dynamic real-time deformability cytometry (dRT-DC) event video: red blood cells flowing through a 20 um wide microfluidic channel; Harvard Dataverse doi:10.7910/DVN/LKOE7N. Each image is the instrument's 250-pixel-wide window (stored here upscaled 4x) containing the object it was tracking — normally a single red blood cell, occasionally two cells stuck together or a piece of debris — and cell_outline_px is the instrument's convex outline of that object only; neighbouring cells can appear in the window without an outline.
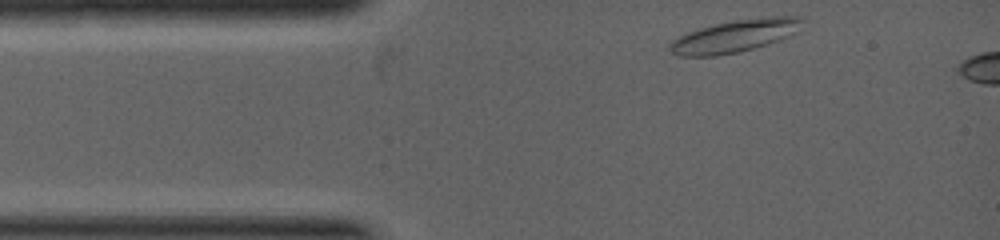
{"species": "common noctule bat (a hibernating species)", "species_latin": "Nyctalus noctula", "temperature_condition": "warm", "stored_images_in_passage": 4, "camera_frame_rate_fps": 5000, "um_per_image_px": 0.085, "animal": {"sex": "female", "body_mass_g": 19.0, "forearm_length_mm": 53.3}, "frame": {"image": 1, "passage_image": 1, "time_ms": 0.0, "image_size_px": [1000, 240], "cell_outline_px": [[804, 20], [800, 32], [780, 40], [768, 44], [740, 52], [716, 56], [680, 56], [672, 52], [668, 48], [668, 44], [672, 40], [688, 32], [700, 28], [716, 24], [736, 20], [772, 16], [800, 16]], "centroid_in_image_um": [62.52, 3.06], "position_along_channel_um": 22.5, "area_um2": 25.2}}